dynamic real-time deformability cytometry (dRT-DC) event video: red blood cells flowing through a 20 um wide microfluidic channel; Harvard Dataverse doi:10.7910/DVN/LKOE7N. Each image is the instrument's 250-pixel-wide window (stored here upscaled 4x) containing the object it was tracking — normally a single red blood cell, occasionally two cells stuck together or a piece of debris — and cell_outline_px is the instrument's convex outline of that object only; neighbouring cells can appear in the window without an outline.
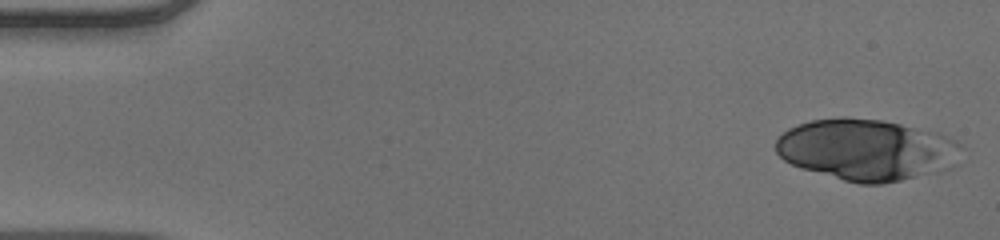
{"species": "human", "species_latin": "Homo sapiens", "temperature_condition": "warm", "stored_images_in_passage": 38, "camera_frame_rate_fps": 3000, "um_per_image_px": 0.085, "donor": {"sex": "male"}, "frame": {"image": 1, "passage_image": 1, "time_ms": 0.0, "image_size_px": [1000, 240], "cell_outline_px": [[960, 144], [948, 168], [884, 184], [860, 184], [844, 180], [804, 168], [792, 164], [784, 160], [776, 152], [776, 140], [788, 128], [796, 124], [812, 120], [844, 116], [880, 120], [940, 132], [952, 136]], "centroid_in_image_um": [73.6, 12.7], "position_along_channel_um": 11.4, "area_um2": 65.6}}
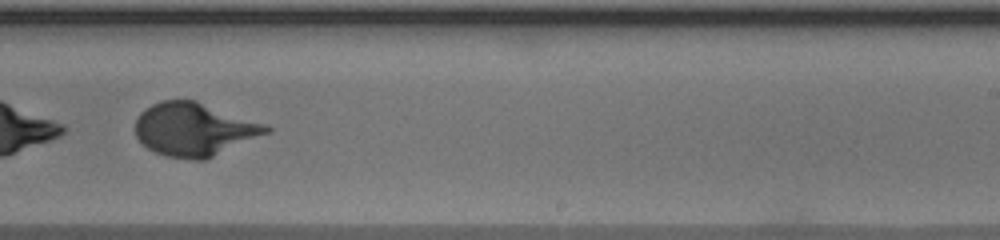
{"frame": {"image": 2, "passage_image": 32, "time_ms": 10.333, "image_size_px": [1000, 240], "cell_outline_px": [[272, 132], [204, 160], [192, 160], [168, 156], [156, 152], [148, 148], [136, 136], [136, 116], [144, 108], [160, 100], [196, 100], [264, 124], [272, 128]], "centroid_in_image_um": [16.5, 10.99], "position_along_channel_um": 272.5, "area_um2": 40.52}}